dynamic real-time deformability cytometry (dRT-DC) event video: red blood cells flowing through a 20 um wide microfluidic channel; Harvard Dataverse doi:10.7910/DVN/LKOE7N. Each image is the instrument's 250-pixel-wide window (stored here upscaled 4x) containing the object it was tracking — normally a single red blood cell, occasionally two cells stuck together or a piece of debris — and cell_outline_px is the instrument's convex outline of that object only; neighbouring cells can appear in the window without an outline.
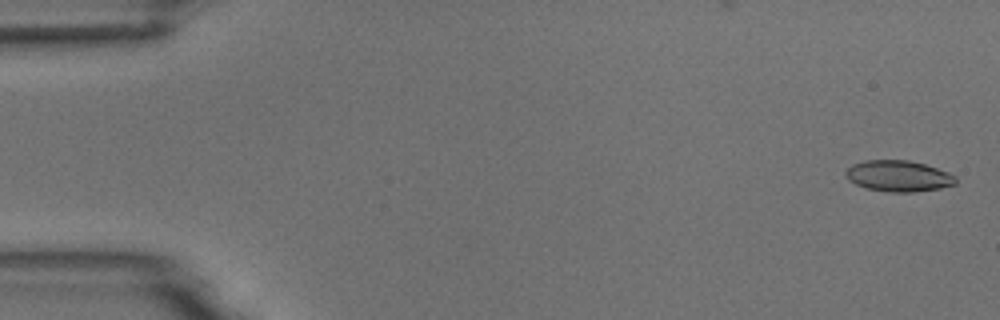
{"species": "common noctule bat (a hibernating species)", "species_latin": "Nyctalus noctula", "temperature_condition": "room temperature", "stored_images_in_passage": 4, "camera_frame_rate_fps": 3000, "um_per_image_px": 0.085, "animal": {"sex": "male", "body_mass_g": 18.8}, "frame": {"image": 1, "passage_image": 1, "time_ms": 0.0, "image_size_px": [1000, 320], "cell_outline_px": [[956, 184], [940, 188], [912, 192], [892, 192], [864, 188], [848, 180], [844, 172], [852, 164], [864, 160], [908, 160], [924, 164], [948, 172], [956, 176]], "centroid_in_image_um": [76.35, 14.96], "position_along_channel_um": 8.7, "area_um2": 19.94}}
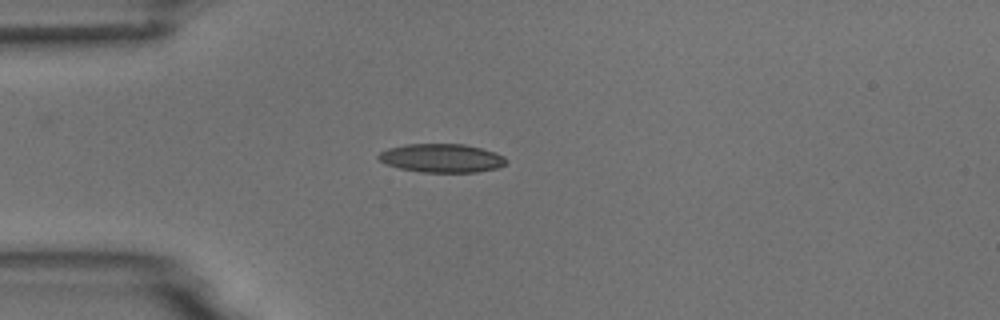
{"frame": {"image": 2, "passage_image": 4, "time_ms": 4.333, "image_size_px": [1000, 320], "cell_outline_px": [[508, 160], [504, 164], [496, 168], [476, 172], [420, 172], [400, 168], [388, 164], [380, 160], [376, 156], [380, 152], [388, 148], [404, 144], [464, 144], [496, 152], [504, 156]], "centroid_in_image_um": [37.54, 13.43], "position_along_channel_um": 47.5, "area_um2": 21.21}}